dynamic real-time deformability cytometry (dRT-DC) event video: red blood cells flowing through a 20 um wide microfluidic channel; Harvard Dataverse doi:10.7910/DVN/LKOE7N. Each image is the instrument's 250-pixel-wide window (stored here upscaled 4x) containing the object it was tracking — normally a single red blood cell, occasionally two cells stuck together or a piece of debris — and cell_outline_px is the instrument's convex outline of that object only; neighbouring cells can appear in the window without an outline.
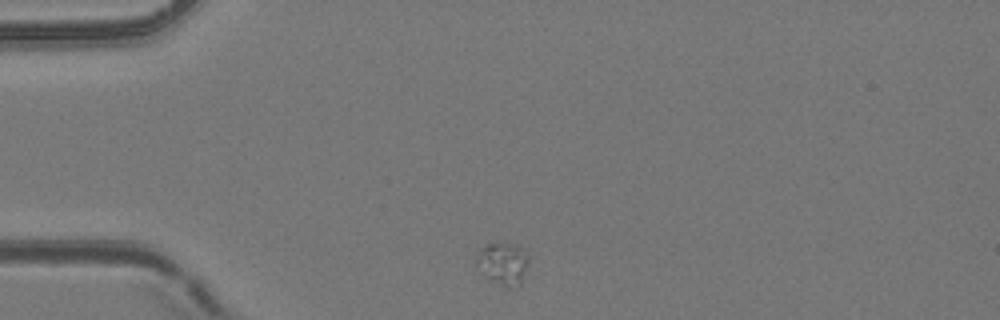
{"species": "common noctule bat (a hibernating species)", "species_latin": "Nyctalus noctula", "temperature_condition": "room temperature", "stored_images_in_passage": 3, "camera_frame_rate_fps": 3000, "um_per_image_px": 0.085, "animal": {"sex": "female", "body_mass_g": 24.6, "forearm_length_mm": 56.2}, "frame": {"image": 1, "passage_image": 1, "time_ms": 0.0, "image_size_px": [1000, 320], "cell_outline_px": [[528, 260], [520, 280], [508, 288], [488, 280], [476, 268], [476, 252], [484, 244], [516, 244], [528, 256]], "centroid_in_image_um": [42.64, 22.38], "position_along_channel_um": 42.4, "area_um2": 12.6}}